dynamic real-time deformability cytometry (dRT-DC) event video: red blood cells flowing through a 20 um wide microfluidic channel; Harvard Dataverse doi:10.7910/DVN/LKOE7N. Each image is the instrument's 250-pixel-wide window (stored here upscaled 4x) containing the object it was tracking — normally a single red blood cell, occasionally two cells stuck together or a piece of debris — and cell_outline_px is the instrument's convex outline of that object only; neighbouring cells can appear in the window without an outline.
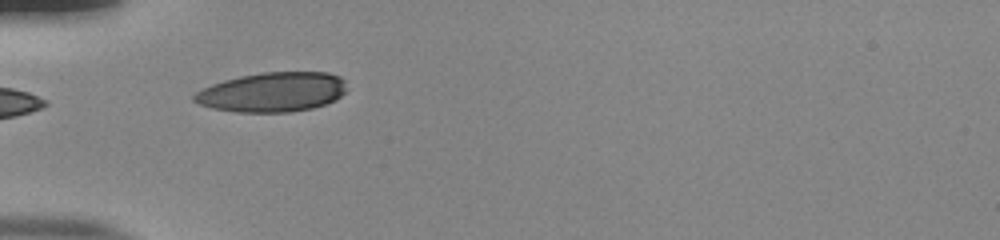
{"species": "human", "species_latin": "Homo sapiens", "temperature_condition": "room temperature", "stored_images_in_passage": 4, "camera_frame_rate_fps": 3000, "um_per_image_px": 0.085, "donor": {"sex": "male"}, "frame": {"image": 1, "passage_image": 1, "time_ms": 0.0, "image_size_px": [1000, 240], "cell_outline_px": [[344, 92], [336, 100], [312, 108], [292, 112], [236, 112], [212, 108], [200, 104], [192, 100], [192, 96], [196, 92], [212, 84], [224, 80], [240, 76], [264, 72], [328, 72], [340, 76], [344, 80]], "centroid_in_image_um": [23.15, 7.83], "position_along_channel_um": 61.9, "area_um2": 35.14}}
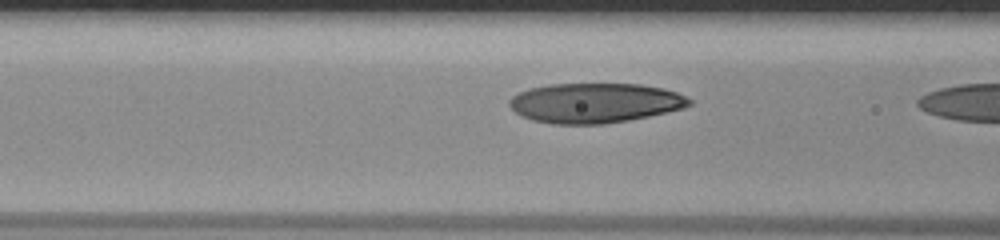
{"frame": {"image": 2, "passage_image": 3, "time_ms": 0.667, "image_size_px": [1000, 240], "cell_outline_px": [[692, 104], [684, 108], [648, 116], [628, 120], [604, 124], [552, 124], [532, 120], [520, 116], [508, 104], [508, 100], [512, 96], [528, 88], [548, 84], [640, 84], [664, 88], [676, 92], [692, 100]], "centroid_in_image_um": [50.54, 8.75], "position_along_channel_um": 116.1, "area_um2": 41.91}}